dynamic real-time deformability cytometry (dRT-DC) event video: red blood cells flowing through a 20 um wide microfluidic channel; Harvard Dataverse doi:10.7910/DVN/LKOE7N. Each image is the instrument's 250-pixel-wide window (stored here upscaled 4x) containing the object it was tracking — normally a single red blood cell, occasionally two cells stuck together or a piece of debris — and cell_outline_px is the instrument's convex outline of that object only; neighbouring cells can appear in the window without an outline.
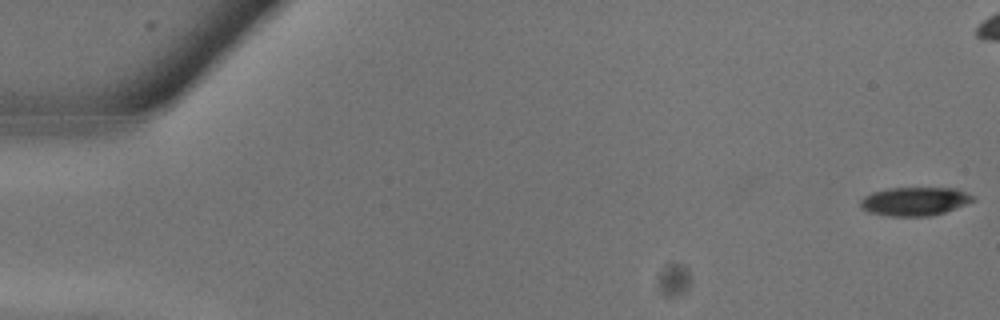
{"species": "common noctule bat (a hibernating species)", "species_latin": "Nyctalus noctula", "temperature_condition": "warm", "stored_images_in_passage": 3, "camera_frame_rate_fps": 3000, "um_per_image_px": 0.085, "animal": {"sex": "male", "body_mass_g": 13.3}, "frame": {"image": 1, "passage_image": 1, "time_ms": 0.0, "image_size_px": [1000, 320], "cell_outline_px": [[976, 200], [944, 212], [932, 216], [888, 216], [868, 212], [860, 208], [860, 200], [864, 196], [872, 192], [888, 188], [956, 188], [976, 196]], "centroid_in_image_um": [77.74, 17.11], "position_along_channel_um": 7.3, "area_um2": 18.9}}